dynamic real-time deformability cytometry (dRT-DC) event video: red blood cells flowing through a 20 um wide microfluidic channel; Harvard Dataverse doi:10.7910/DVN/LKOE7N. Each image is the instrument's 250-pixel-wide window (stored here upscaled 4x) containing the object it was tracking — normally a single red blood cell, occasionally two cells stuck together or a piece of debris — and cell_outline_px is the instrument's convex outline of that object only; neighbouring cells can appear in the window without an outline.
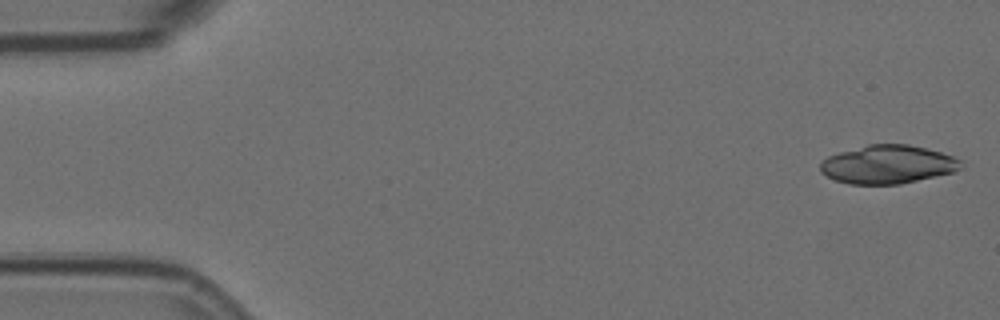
{"species": "Egyptian fruit bat (a non-hibernating species)", "species_latin": "Rousettus aegyptiacus", "temperature_condition": "room temperature", "stored_images_in_passage": 18, "camera_frame_rate_fps": 3000, "um_per_image_px": 0.085, "animal": {"sex": "female"}, "frame": {"image": 1, "passage_image": 1, "time_ms": 0.0, "image_size_px": [1000, 320], "cell_outline_px": [[964, 168], [956, 172], [900, 184], [848, 184], [836, 180], [820, 172], [820, 164], [828, 156], [840, 152], [868, 144], [908, 144], [928, 148], [952, 156], [960, 160]], "centroid_in_image_um": [75.5, 13.98], "position_along_channel_um": 9.5, "area_um2": 31.62}}